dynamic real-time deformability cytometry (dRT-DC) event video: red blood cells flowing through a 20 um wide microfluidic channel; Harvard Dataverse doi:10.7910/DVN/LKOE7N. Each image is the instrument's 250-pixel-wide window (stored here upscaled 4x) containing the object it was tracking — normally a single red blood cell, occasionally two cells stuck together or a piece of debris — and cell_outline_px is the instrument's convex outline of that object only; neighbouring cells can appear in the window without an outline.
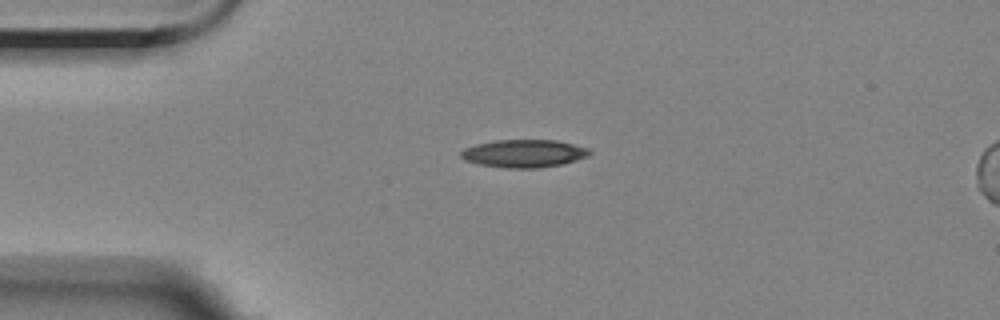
{"species": "Egyptian fruit bat (a non-hibernating species)", "species_latin": "Rousettus aegyptiacus", "temperature_condition": "room temperature", "stored_images_in_passage": 3, "segment_of_instrument_passage": [1, 2], "camera_frame_rate_fps": 3000, "um_per_image_px": 0.085, "animal": {"sex": "female"}, "frame": {"image": 1, "passage_image": 1, "time_ms": 0.0, "image_size_px": [1000, 320], "cell_outline_px": [[592, 152], [588, 156], [576, 160], [560, 164], [540, 168], [508, 168], [480, 164], [464, 160], [460, 156], [460, 152], [464, 148], [476, 144], [496, 140], [556, 140], [588, 148]], "centroid_in_image_um": [44.52, 13.04], "position_along_channel_um": 40.5, "area_um2": 20.75}}